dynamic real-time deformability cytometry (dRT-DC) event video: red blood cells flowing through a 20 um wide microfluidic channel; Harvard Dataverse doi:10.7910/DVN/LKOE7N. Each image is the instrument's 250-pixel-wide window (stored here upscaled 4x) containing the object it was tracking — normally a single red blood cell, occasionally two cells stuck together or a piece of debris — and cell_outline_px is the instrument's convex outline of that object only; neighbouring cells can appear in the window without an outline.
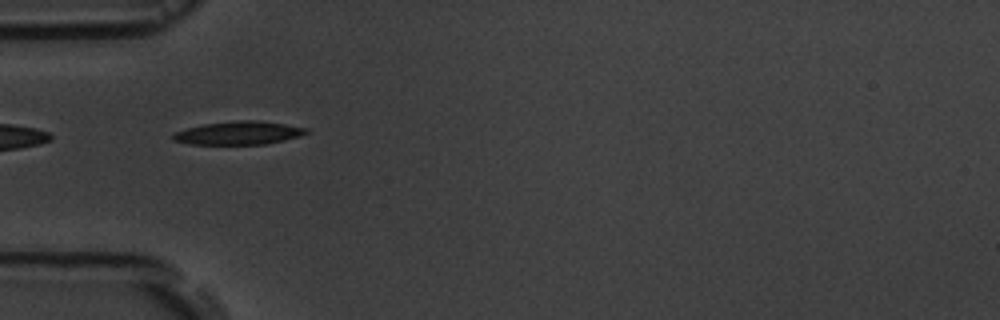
{"species": "common noctule bat (a hibernating species)", "species_latin": "Nyctalus noctula", "temperature_condition": "room temperature", "stored_images_in_passage": 7, "camera_frame_rate_fps": 3000, "um_per_image_px": 0.085, "animal": {"sex": "male", "body_mass_g": 19.5, "forearm_length_mm": 54.6}, "frame": {"image": 1, "passage_image": 6, "time_ms": 5.667, "image_size_px": [1000, 320], "cell_outline_px": [[308, 132], [300, 136], [284, 140], [264, 144], [188, 144], [172, 140], [172, 132], [204, 124], [236, 120], [260, 120], [308, 128]], "centroid_in_image_um": [20.26, 11.3], "position_along_channel_um": 64.7, "area_um2": 18.09}}
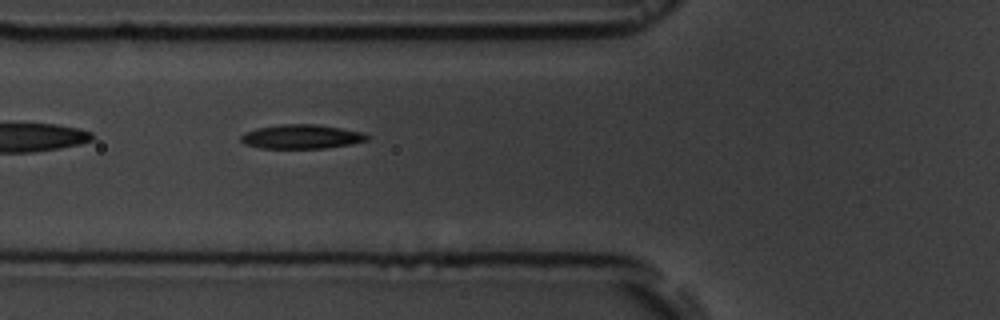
{"frame": {"image": 2, "passage_image": 7, "time_ms": 6.667, "image_size_px": [1000, 320], "cell_outline_px": [[368, 140], [352, 144], [324, 148], [260, 148], [244, 144], [240, 140], [240, 136], [244, 132], [256, 128], [280, 124], [316, 124], [364, 132], [368, 136]], "centroid_in_image_um": [25.6, 11.61], "position_along_channel_um": 100.2, "area_um2": 17.86}}